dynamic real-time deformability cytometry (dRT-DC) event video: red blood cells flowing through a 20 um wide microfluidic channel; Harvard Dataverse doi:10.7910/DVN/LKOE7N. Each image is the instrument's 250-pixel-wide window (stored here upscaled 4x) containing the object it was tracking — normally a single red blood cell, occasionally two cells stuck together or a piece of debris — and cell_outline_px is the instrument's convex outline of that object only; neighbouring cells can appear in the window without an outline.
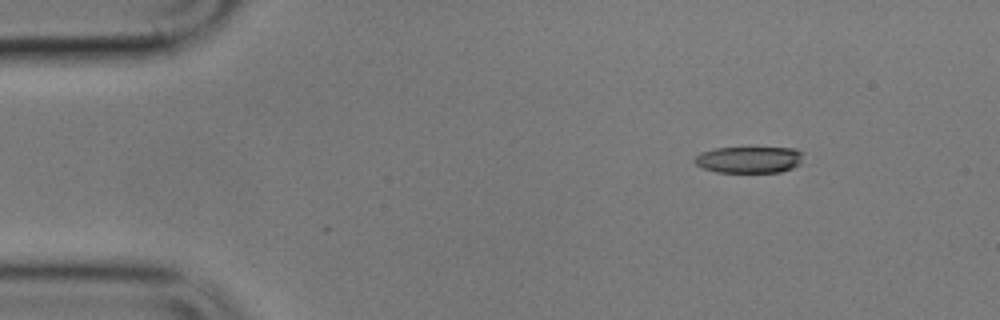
{"species": "common noctule bat (a hibernating species)", "species_latin": "Nyctalus noctula", "temperature_condition": "cold", "stored_images_in_passage": 5, "camera_frame_rate_fps": 3000, "um_per_image_px": 0.085, "animal": {"sex": "male", "body_mass_g": 17.9}, "frame": {"image": 1, "passage_image": 1, "time_ms": 0.0, "image_size_px": [1000, 320], "cell_outline_px": [[804, 152], [800, 164], [792, 168], [780, 172], [716, 172], [704, 168], [696, 164], [692, 160], [700, 152], [712, 148], [796, 148]], "centroid_in_image_um": [63.68, 13.56], "position_along_channel_um": 21.3, "area_um2": 16.94}}
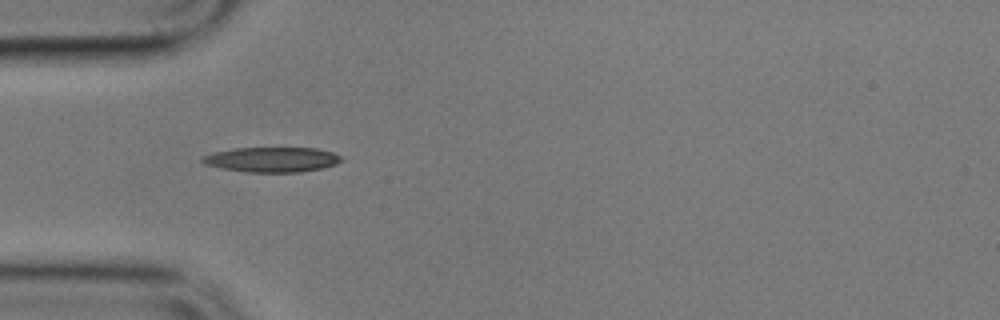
{"frame": {"image": 2, "passage_image": 4, "time_ms": 3.333, "image_size_px": [1000, 320], "cell_outline_px": [[344, 160], [336, 164], [320, 168], [300, 172], [248, 172], [224, 168], [204, 164], [200, 160], [204, 156], [212, 152], [232, 148], [316, 148], [332, 152], [344, 156]], "centroid_in_image_um": [23.14, 13.55], "position_along_channel_um": 61.9, "area_um2": 20.23}}
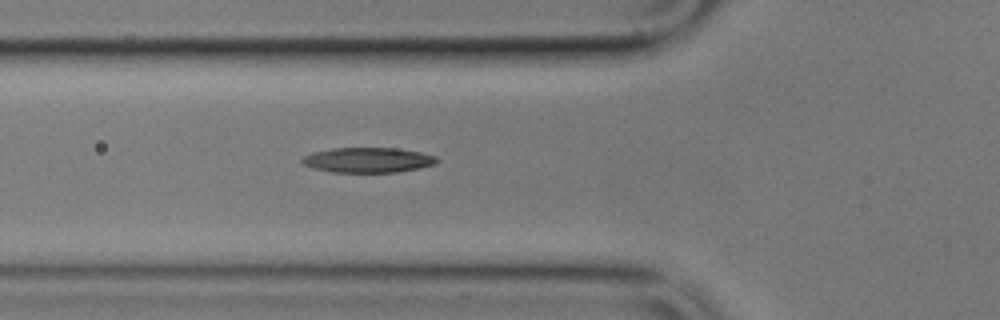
{"frame": {"image": 3, "passage_image": 5, "time_ms": 4.333, "image_size_px": [1000, 320], "cell_outline_px": [[440, 160], [436, 164], [420, 168], [396, 172], [332, 172], [312, 168], [304, 164], [300, 160], [304, 156], [312, 152], [332, 148], [396, 148], [420, 152], [436, 156]], "centroid_in_image_um": [31.29, 13.6], "position_along_channel_um": 94.5, "area_um2": 19.77}}